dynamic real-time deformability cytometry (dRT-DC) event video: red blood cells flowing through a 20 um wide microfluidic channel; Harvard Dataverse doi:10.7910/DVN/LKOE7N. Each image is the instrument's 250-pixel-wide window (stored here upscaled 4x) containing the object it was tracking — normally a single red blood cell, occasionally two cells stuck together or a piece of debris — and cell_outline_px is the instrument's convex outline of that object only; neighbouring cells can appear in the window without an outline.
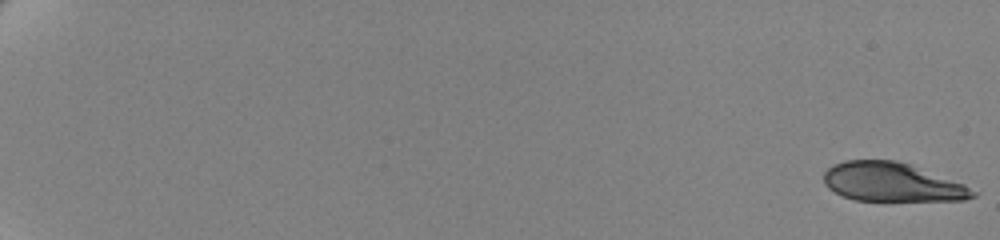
{"species": "human", "species_latin": "Homo sapiens", "temperature_condition": "cold", "stored_images_in_passage": 61, "camera_frame_rate_fps": 3000, "um_per_image_px": 0.085, "donor": {"sex": "female"}, "frame": {"image": 1, "passage_image": 1, "time_ms": 0.0, "image_size_px": [1000, 240], "cell_outline_px": [[980, 192], [976, 196], [964, 200], [856, 200], [844, 196], [828, 188], [824, 184], [824, 172], [832, 164], [844, 160], [896, 160], [908, 164], [964, 184]], "centroid_in_image_um": [75.82, 15.48], "position_along_channel_um": 9.2, "area_um2": 33.52}}
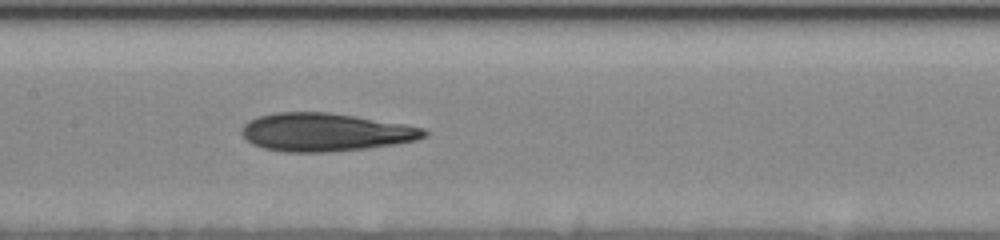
{"frame": {"image": 2, "passage_image": 35, "time_ms": 11.333, "image_size_px": [1000, 240], "cell_outline_px": [[428, 136], [416, 140], [368, 148], [328, 152], [284, 152], [264, 148], [252, 144], [240, 132], [244, 124], [248, 120], [260, 116], [276, 112], [328, 112], [356, 116], [408, 124], [424, 128], [428, 132]], "centroid_in_image_um": [27.67, 11.23], "position_along_channel_um": 179.7, "area_um2": 40.69}}
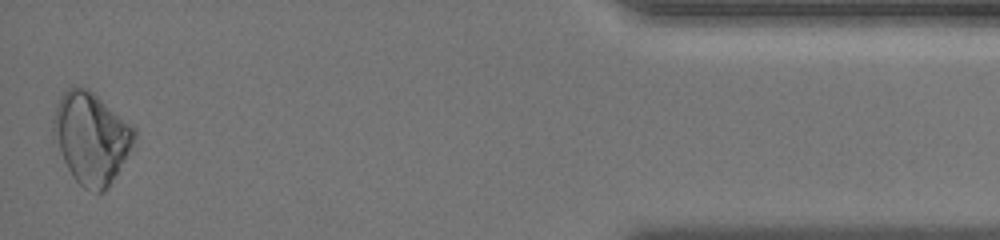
{"frame": {"image": 3, "passage_image": 61, "time_ms": 20.0, "image_size_px": [1000, 240], "cell_outline_px": [[136, 140], [108, 188], [100, 192], [96, 192], [84, 188], [72, 176], [64, 160], [52, 132], [52, 120], [56, 104], [60, 96], [68, 88], [88, 88], [132, 124], [136, 128]], "centroid_in_image_um": [7.76, 11.7], "position_along_channel_um": 427.4, "area_um2": 42.83}, "authors_computed_cell_mechanics": {"area_um2": 38.726, "velocity_mm_per_s": 3.4943, "shape_relaxation_time_tau1_ms": 10.5965, "shape_relaxation_time_tau2_ms": null, "deformation_change_tau1": 0.1624, "deformation_change_tau2": null}}